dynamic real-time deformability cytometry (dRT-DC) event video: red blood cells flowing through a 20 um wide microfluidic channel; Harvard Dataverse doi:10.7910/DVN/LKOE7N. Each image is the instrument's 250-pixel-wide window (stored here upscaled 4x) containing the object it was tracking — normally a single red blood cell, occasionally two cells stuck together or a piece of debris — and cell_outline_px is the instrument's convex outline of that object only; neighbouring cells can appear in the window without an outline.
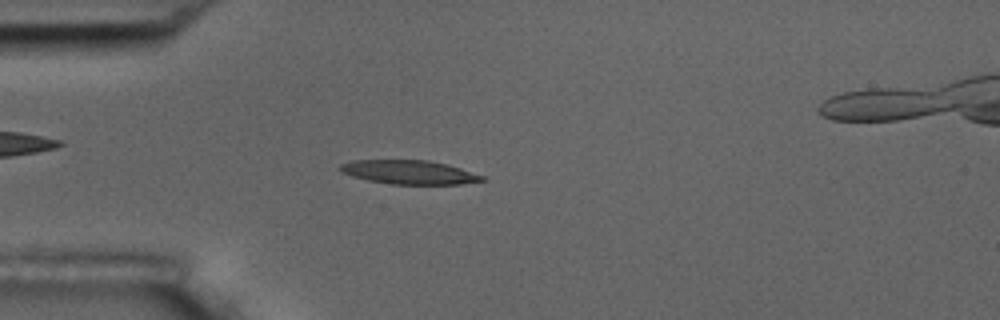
{"species": "common noctule bat (a hibernating species)", "species_latin": "Nyctalus noctula", "temperature_condition": "room temperature", "stored_images_in_passage": 56, "camera_frame_rate_fps": 3000, "um_per_image_px": 0.085, "animal": {"sex": "male", "body_mass_g": 17.5, "forearm_length_mm": 52.3}, "frame": {"image": 1, "passage_image": 15, "time_ms": 4.667, "image_size_px": [1000, 320], "cell_outline_px": [[488, 180], [460, 184], [392, 184], [368, 180], [352, 176], [340, 172], [336, 168], [340, 164], [352, 160], [428, 160], [460, 168], [484, 176]], "centroid_in_image_um": [34.74, 14.63], "position_along_channel_um": 50.3, "area_um2": 19.77}}
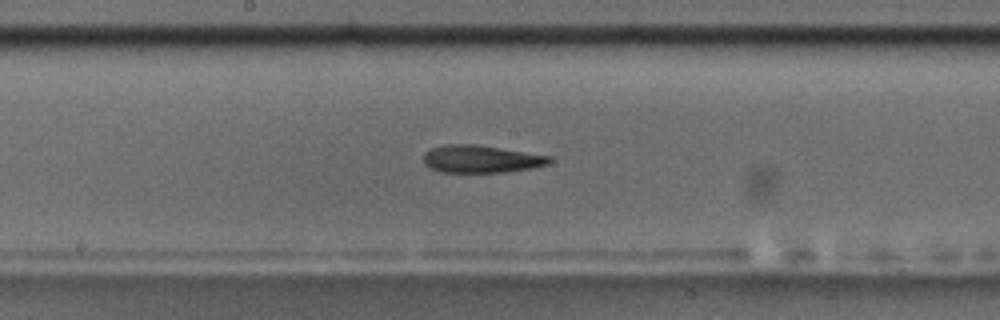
{"frame": {"image": 2, "passage_image": 29, "time_ms": 9.333, "image_size_px": [1000, 320], "cell_outline_px": [[552, 160], [548, 164], [532, 168], [504, 172], [440, 172], [424, 164], [424, 152], [432, 148], [444, 144], [472, 144], [552, 156]], "centroid_in_image_um": [40.88, 13.52], "position_along_channel_um": 207.3, "area_um2": 20.06}}
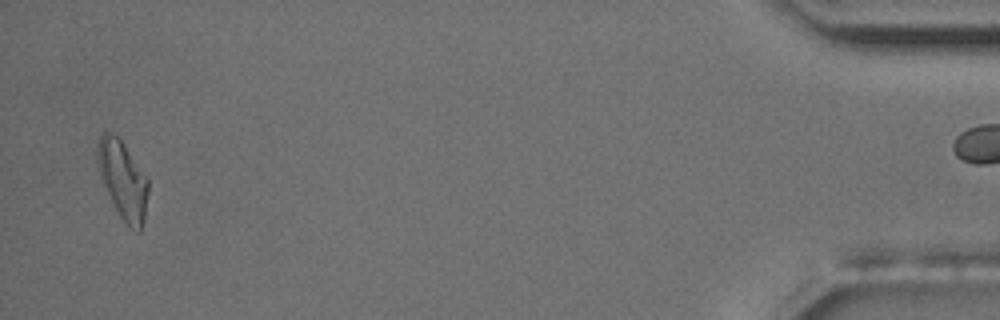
{"frame": {"image": 3, "passage_image": 54, "time_ms": 17.667, "image_size_px": [1000, 320], "cell_outline_px": [[148, 192], [144, 220], [140, 232], [136, 232], [128, 228], [120, 216], [100, 180], [96, 160], [96, 144], [100, 136], [104, 132], [108, 132], [116, 136], [124, 144], [148, 176]], "centroid_in_image_um": [10.43, 15.3], "position_along_channel_um": 424.8, "area_um2": 23.52}}